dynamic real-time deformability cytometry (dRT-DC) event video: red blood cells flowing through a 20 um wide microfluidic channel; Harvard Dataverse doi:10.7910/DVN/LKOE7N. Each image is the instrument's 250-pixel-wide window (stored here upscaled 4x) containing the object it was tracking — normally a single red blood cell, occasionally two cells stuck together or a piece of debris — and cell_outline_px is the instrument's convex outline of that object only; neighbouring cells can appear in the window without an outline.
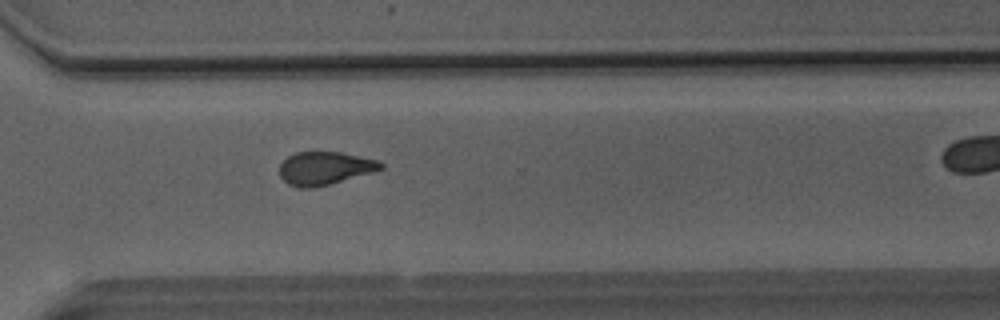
{"species": "Egyptian fruit bat (a non-hibernating species)", "species_latin": "Rousettus aegyptiacus", "temperature_condition": "room temperature", "stored_images_in_passage": 31, "camera_frame_rate_fps": 3000, "um_per_image_px": 0.085, "animal": {"sex": "male"}, "frame": {"image": 1, "passage_image": 27, "time_ms": 8.667, "image_size_px": [1000, 320], "cell_outline_px": [[384, 168], [376, 172], [312, 188], [300, 188], [288, 184], [280, 176], [280, 164], [288, 156], [296, 152], [340, 152], [376, 160], [384, 164]], "centroid_in_image_um": [27.62, 14.3], "position_along_channel_um": 343.0, "area_um2": 19.48}}